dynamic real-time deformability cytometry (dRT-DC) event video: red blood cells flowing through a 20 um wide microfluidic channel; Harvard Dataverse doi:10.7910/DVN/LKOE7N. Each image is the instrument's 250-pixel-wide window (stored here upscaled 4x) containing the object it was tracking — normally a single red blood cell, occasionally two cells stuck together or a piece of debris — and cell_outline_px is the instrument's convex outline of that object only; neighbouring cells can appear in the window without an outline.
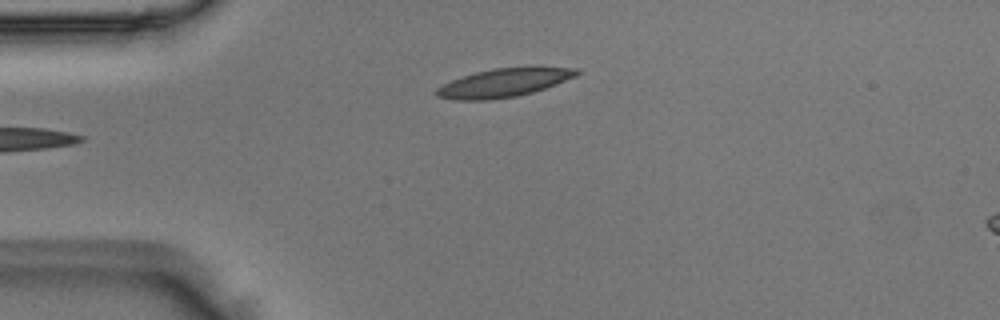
{"species": "Egyptian fruit bat (a non-hibernating species)", "species_latin": "Rousettus aegyptiacus", "temperature_condition": "room temperature", "stored_images_in_passage": 35, "camera_frame_rate_fps": 3000, "um_per_image_px": 0.085, "animal": {"sex": "male"}, "frame": {"image": 1, "passage_image": 1, "time_ms": 0.0, "image_size_px": [1000, 320], "cell_outline_px": [[580, 72], [576, 76], [556, 84], [532, 92], [516, 96], [492, 100], [452, 100], [436, 96], [436, 88], [452, 80], [476, 72], [492, 68], [580, 68]], "centroid_in_image_um": [42.78, 7.05], "position_along_channel_um": 42.2, "area_um2": 22.83}}
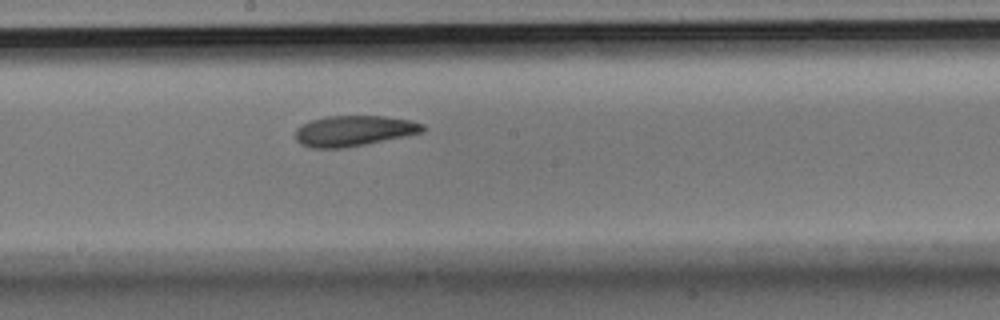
{"frame": {"image": 2, "passage_image": 16, "time_ms": 5.0, "image_size_px": [1000, 320], "cell_outline_px": [[424, 132], [344, 148], [312, 148], [300, 144], [296, 140], [296, 128], [312, 120], [324, 116], [384, 116], [412, 120], [424, 124]], "centroid_in_image_um": [30.08, 11.11], "position_along_channel_um": 218.1, "area_um2": 22.6}}
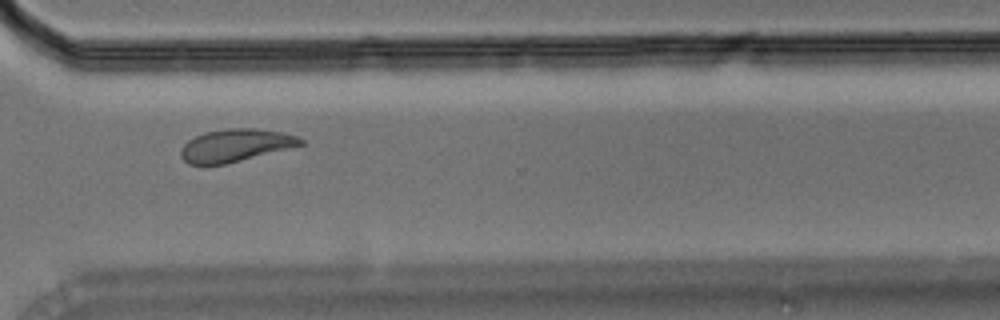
{"frame": {"image": 3, "passage_image": 26, "time_ms": 8.333, "image_size_px": [1000, 320], "cell_outline_px": [[304, 144], [224, 164], [204, 168], [188, 164], [180, 156], [180, 148], [188, 140], [204, 132], [228, 128], [256, 128], [280, 132], [296, 136], [304, 140]], "centroid_in_image_um": [19.91, 12.38], "position_along_channel_um": 350.7, "area_um2": 22.95}}